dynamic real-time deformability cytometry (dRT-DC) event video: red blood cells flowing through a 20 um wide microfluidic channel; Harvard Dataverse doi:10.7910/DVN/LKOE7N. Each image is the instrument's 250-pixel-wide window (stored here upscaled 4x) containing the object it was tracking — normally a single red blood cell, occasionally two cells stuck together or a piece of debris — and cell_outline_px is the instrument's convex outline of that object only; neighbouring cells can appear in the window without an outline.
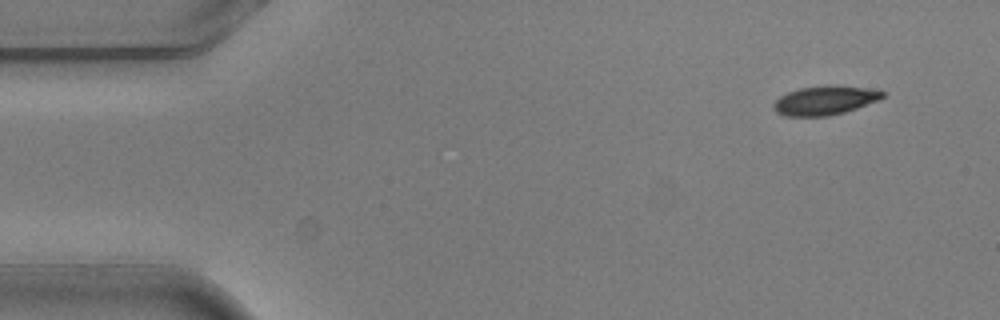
{"species": "common noctule bat (a hibernating species)", "species_latin": "Nyctalus noctula", "temperature_condition": "warm", "stored_images_in_passage": 4, "camera_frame_rate_fps": 3000, "um_per_image_px": 0.085, "animal": {"sex": "male", "body_mass_g": 20.5, "forearm_length_mm": 52.5}, "frame": {"image": 1, "passage_image": 1, "time_ms": 0.0, "image_size_px": [1000, 320], "cell_outline_px": [[884, 96], [880, 100], [844, 112], [828, 116], [784, 116], [776, 112], [772, 108], [772, 104], [780, 96], [788, 92], [800, 88], [828, 84], [832, 84], [864, 88], [884, 92]], "centroid_in_image_um": [70.08, 8.53], "position_along_channel_um": 14.9, "area_um2": 18.5}}
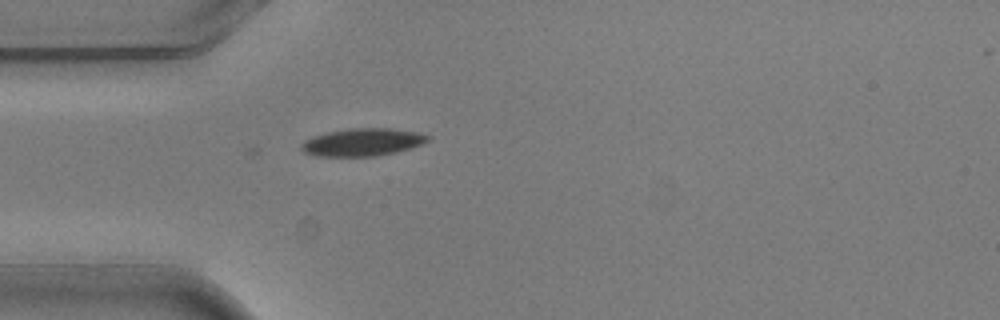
{"frame": {"image": 2, "passage_image": 4, "time_ms": 1.0, "image_size_px": [1000, 320], "cell_outline_px": [[432, 136], [428, 140], [420, 144], [396, 152], [376, 156], [316, 156], [304, 152], [300, 148], [300, 144], [304, 140], [312, 136], [328, 132], [348, 128], [392, 128], [416, 132]], "centroid_in_image_um": [30.77, 12.08], "position_along_channel_um": 54.2, "area_um2": 20.35}}